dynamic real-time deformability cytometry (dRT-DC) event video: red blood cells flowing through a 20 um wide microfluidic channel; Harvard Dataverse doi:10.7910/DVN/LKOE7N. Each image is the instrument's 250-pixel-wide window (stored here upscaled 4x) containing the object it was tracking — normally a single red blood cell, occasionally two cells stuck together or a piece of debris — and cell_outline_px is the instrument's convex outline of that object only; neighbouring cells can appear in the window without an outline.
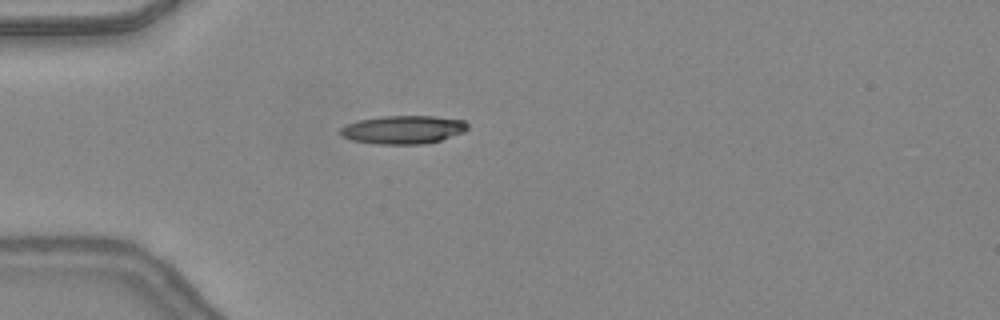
{"species": "common noctule bat (a hibernating species)", "species_latin": "Nyctalus noctula", "temperature_condition": "warm", "stored_images_in_passage": 36, "camera_frame_rate_fps": 3000, "um_per_image_px": 0.085, "animal": {"sex": "female", "body_mass_g": 24.6, "forearm_length_mm": 56.2}, "frame": {"image": 1, "passage_image": 3, "time_ms": 0.667, "image_size_px": [1000, 320], "cell_outline_px": [[468, 128], [464, 132], [440, 140], [424, 144], [376, 144], [352, 140], [340, 136], [340, 128], [344, 124], [360, 120], [384, 116], [436, 116], [464, 120], [468, 124]], "centroid_in_image_um": [34.26, 11.02], "position_along_channel_um": 50.7, "area_um2": 21.1}}
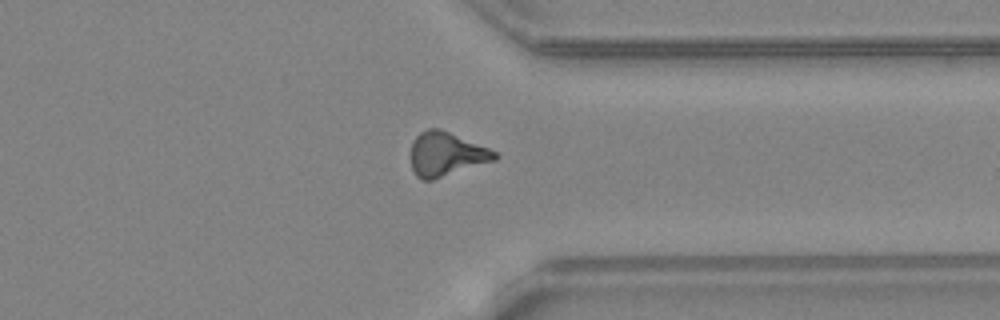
{"frame": {"image": 2, "passage_image": 26, "time_ms": 8.333, "image_size_px": [1000, 320], "cell_outline_px": [[500, 156], [496, 160], [432, 180], [424, 180], [416, 176], [412, 168], [412, 140], [420, 132], [428, 128], [440, 128], [488, 148], [496, 152]], "centroid_in_image_um": [37.93, 13.1], "position_along_channel_um": 373.5, "area_um2": 21.39}}
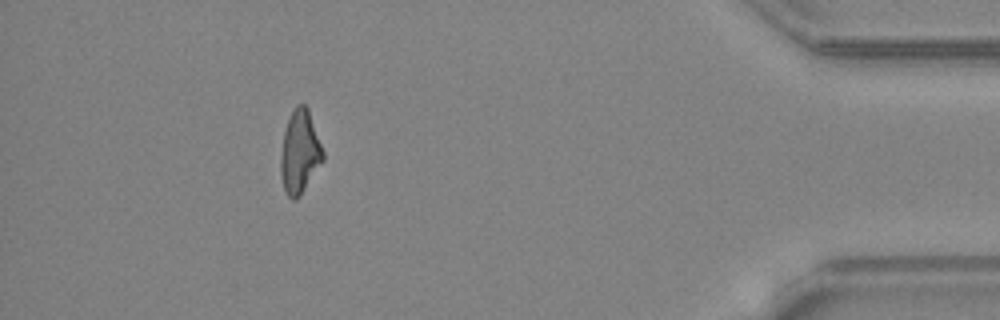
{"frame": {"image": 3, "passage_image": 32, "time_ms": 10.333, "image_size_px": [1000, 320], "cell_outline_px": [[324, 160], [300, 196], [296, 200], [292, 200], [284, 192], [280, 172], [280, 156], [284, 132], [288, 120], [296, 104], [304, 104], [308, 108], [324, 152]], "centroid_in_image_um": [25.48, 12.96], "position_along_channel_um": 409.7, "area_um2": 20.58}, "authors_computed_cell_mechanics": {"area_um2": 20.6057, "velocity_mm_per_s": 4.4249, "shape_relaxation_time_tau1_ms": null, "shape_relaxation_time_tau2_ms": 11.1394, "deformation_change_tau1": null, "deformation_change_tau2": 0.3283}}